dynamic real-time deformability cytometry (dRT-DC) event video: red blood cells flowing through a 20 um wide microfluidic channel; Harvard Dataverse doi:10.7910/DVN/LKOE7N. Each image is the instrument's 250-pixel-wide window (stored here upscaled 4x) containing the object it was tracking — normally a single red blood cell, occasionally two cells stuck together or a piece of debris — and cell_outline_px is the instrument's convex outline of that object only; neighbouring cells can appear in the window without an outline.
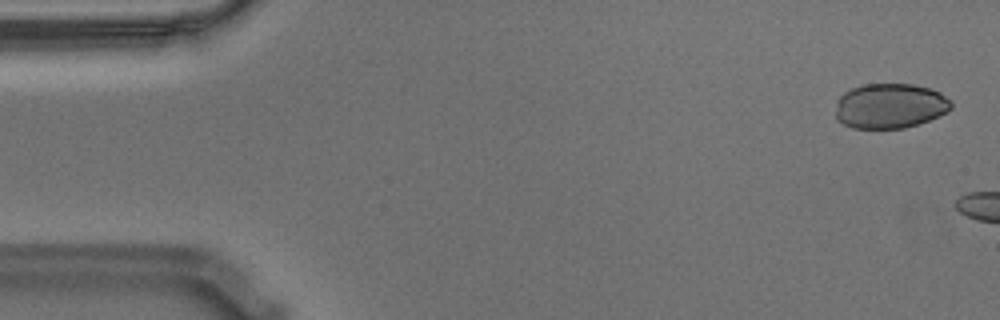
{"species": "Egyptian fruit bat (a non-hibernating species)", "species_latin": "Rousettus aegyptiacus", "temperature_condition": "warm", "stored_images_in_passage": 6, "camera_frame_rate_fps": 3000, "um_per_image_px": 0.085, "animal": {"sex": "male"}, "frame": {"image": 1, "passage_image": 2, "time_ms": 0.333, "image_size_px": [1000, 320], "cell_outline_px": [[952, 108], [948, 112], [928, 120], [904, 128], [852, 128], [836, 120], [836, 100], [844, 92], [852, 88], [864, 84], [912, 84], [932, 88], [940, 92], [952, 100]], "centroid_in_image_um": [75.66, 8.99], "position_along_channel_um": 9.3, "area_um2": 30.58}}